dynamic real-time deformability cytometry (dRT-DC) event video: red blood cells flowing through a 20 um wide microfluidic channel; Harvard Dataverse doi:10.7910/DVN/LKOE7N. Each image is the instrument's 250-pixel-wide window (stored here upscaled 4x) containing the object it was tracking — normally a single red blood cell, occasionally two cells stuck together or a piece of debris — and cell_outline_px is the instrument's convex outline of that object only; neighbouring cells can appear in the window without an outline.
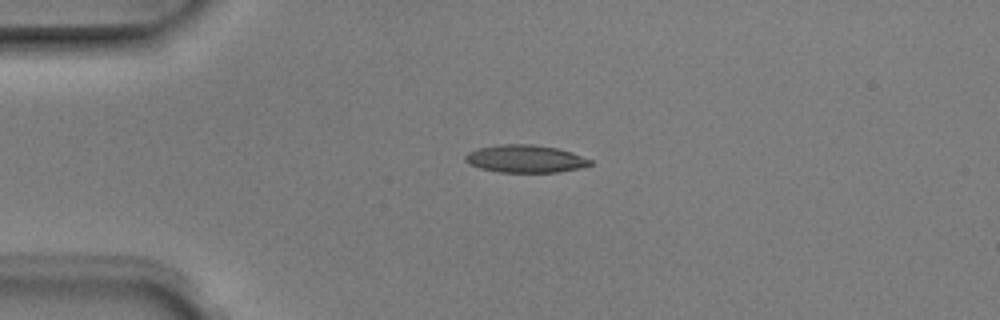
{"species": "Egyptian fruit bat (a non-hibernating species)", "species_latin": "Rousettus aegyptiacus", "temperature_condition": "room temperature", "stored_images_in_passage": 3, "camera_frame_rate_fps": 3000, "um_per_image_px": 0.085, "animal": {"sex": "male"}, "frame": {"image": 1, "passage_image": 2, "time_ms": 0.333, "image_size_px": [1000, 320], "cell_outline_px": [[592, 164], [580, 168], [556, 172], [500, 172], [480, 168], [464, 160], [464, 156], [468, 152], [480, 148], [500, 144], [532, 144], [556, 148], [572, 152], [592, 160]], "centroid_in_image_um": [44.66, 13.49], "position_along_channel_um": 40.3, "area_um2": 19.94}}